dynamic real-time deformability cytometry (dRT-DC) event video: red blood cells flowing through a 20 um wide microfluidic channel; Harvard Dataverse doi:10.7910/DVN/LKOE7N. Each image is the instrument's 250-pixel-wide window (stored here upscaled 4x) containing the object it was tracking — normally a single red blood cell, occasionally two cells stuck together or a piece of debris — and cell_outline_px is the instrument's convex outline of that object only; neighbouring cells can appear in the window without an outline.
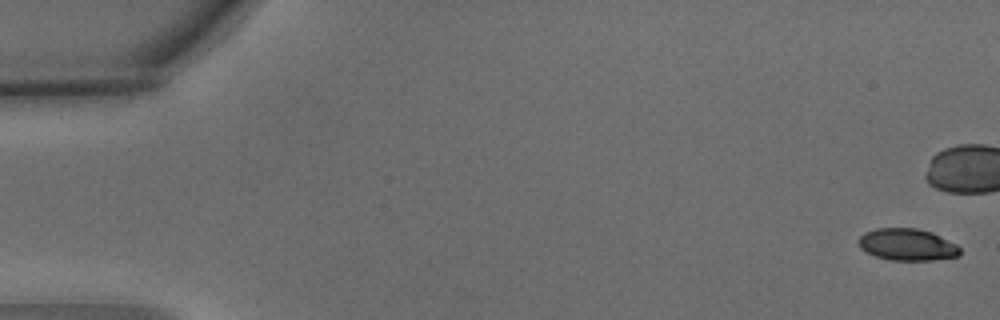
{"species": "common noctule bat (a hibernating species)", "species_latin": "Nyctalus noctula", "temperature_condition": "warm", "stored_images_in_passage": 5, "camera_frame_rate_fps": 3000, "um_per_image_px": 0.085, "animal": {"sex": "male", "body_mass_g": 15.6}, "frame": {"image": 1, "passage_image": 1, "time_ms": 0.0, "image_size_px": [1000, 320], "cell_outline_px": [[960, 256], [932, 260], [892, 260], [876, 256], [860, 248], [860, 236], [864, 232], [876, 228], [916, 228], [932, 232], [956, 244], [960, 248]], "centroid_in_image_um": [77.14, 20.78], "position_along_channel_um": 7.9, "area_um2": 18.73}}
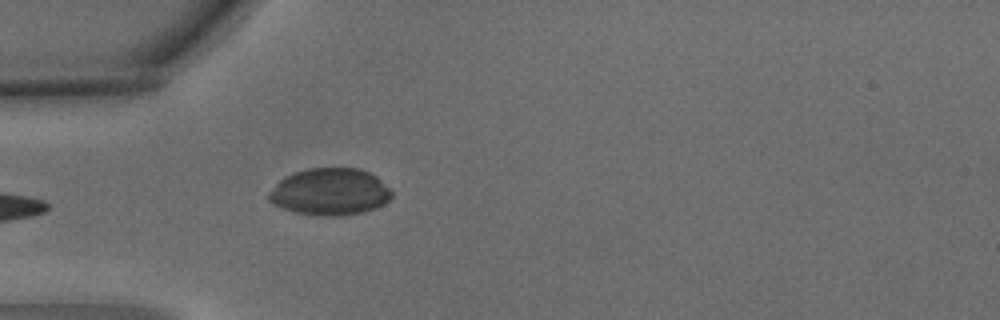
{"frame": {"image": 2, "passage_image": 5, "time_ms": 1.333, "image_size_px": [1000, 320], "cell_outline_px": [[392, 196], [384, 204], [376, 208], [360, 212], [340, 216], [324, 216], [296, 212], [284, 208], [268, 200], [268, 192], [284, 176], [292, 172], [308, 168], [360, 168], [376, 176], [392, 192]], "centroid_in_image_um": [28.03, 16.29], "position_along_channel_um": 57.0, "area_um2": 33.47}}